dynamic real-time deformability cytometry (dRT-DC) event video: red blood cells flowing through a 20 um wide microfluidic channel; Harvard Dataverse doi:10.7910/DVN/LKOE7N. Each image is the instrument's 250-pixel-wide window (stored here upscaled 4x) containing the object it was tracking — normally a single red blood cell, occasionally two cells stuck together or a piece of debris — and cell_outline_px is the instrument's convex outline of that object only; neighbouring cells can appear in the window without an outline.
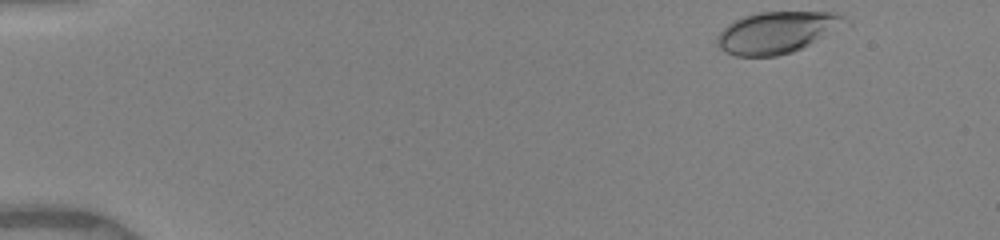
{"species": "human", "species_latin": "Homo sapiens", "temperature_condition": "warm", "stored_images_in_passage": 29, "camera_frame_rate_fps": 3000, "um_per_image_px": 0.085, "donor": {"sex": "female"}, "frame": {"image": 1, "passage_image": 1, "time_ms": 0.0, "image_size_px": [1000, 240], "cell_outline_px": [[852, 24], [792, 52], [776, 56], [736, 56], [720, 48], [716, 44], [716, 36], [728, 24], [744, 16], [760, 12], [836, 12], [852, 20]], "centroid_in_image_um": [66.13, 2.74], "position_along_channel_um": 18.9, "area_um2": 31.27}}
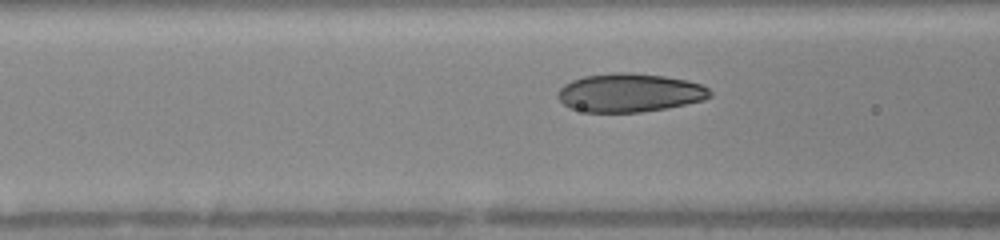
{"frame": {"image": 2, "passage_image": 18, "time_ms": 5.333, "image_size_px": [1000, 240], "cell_outline_px": [[712, 96], [704, 100], [668, 108], [640, 112], [584, 112], [568, 108], [556, 96], [560, 88], [564, 84], [572, 80], [584, 76], [616, 72], [632, 72], [664, 76], [688, 80], [700, 84], [708, 88], [712, 92]], "centroid_in_image_um": [53.52, 7.88], "position_along_channel_um": 113.1, "area_um2": 34.45}}
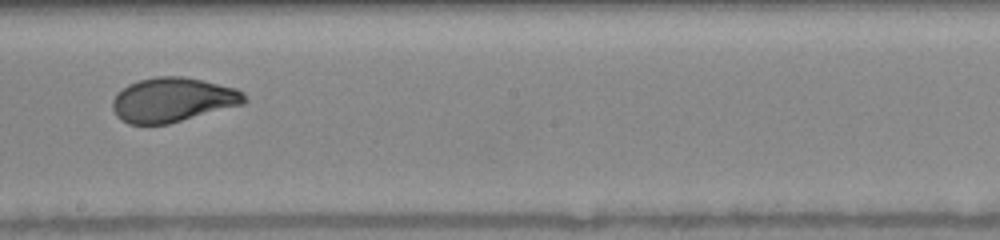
{"frame": {"image": 3, "passage_image": 28, "time_ms": 8.333, "image_size_px": [1000, 240], "cell_outline_px": [[248, 100], [244, 104], [168, 124], [128, 124], [120, 120], [116, 116], [112, 108], [112, 100], [116, 92], [128, 84], [140, 80], [156, 76], [184, 76], [236, 88], [244, 92]], "centroid_in_image_um": [14.67, 8.48], "position_along_channel_um": 233.5, "area_um2": 34.39}}